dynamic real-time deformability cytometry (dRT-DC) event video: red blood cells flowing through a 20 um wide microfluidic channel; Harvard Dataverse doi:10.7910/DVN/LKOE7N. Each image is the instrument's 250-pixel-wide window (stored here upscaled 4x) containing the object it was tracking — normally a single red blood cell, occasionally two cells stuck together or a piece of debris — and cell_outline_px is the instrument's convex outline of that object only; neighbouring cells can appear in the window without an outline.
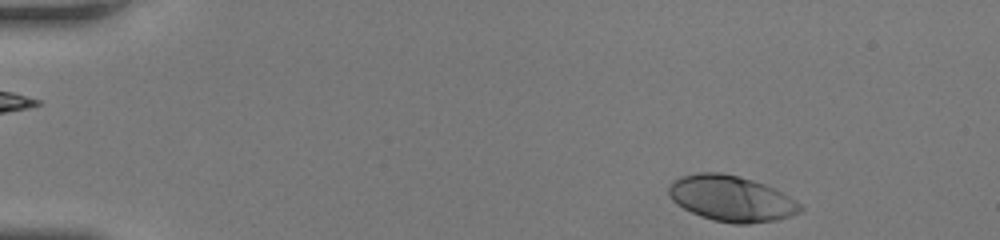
{"species": "human", "species_latin": "Homo sapiens", "temperature_condition": "room temperature", "stored_images_in_passage": 45, "segment_of_instrument_passage": [1, 2], "camera_frame_rate_fps": 3000, "um_per_image_px": 0.085, "donor": {"sex": "female"}, "frame": {"image": 1, "passage_image": 1, "time_ms": 0.0, "image_size_px": [1000, 240], "cell_outline_px": [[804, 208], [800, 212], [792, 216], [776, 220], [748, 224], [732, 224], [712, 220], [700, 216], [676, 204], [668, 196], [668, 184], [672, 180], [680, 176], [700, 172], [720, 172], [752, 180], [764, 184], [788, 196], [800, 204]], "centroid_in_image_um": [62.12, 16.88], "position_along_channel_um": 22.9, "area_um2": 35.14}}
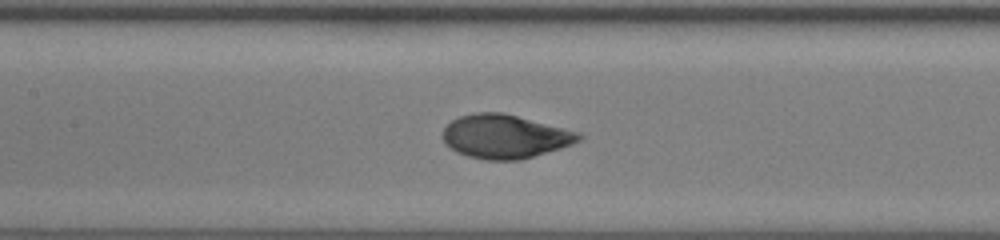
{"frame": {"image": 2, "passage_image": 19, "time_ms": 6.0, "image_size_px": [1000, 240], "cell_outline_px": [[584, 136], [580, 140], [572, 144], [560, 148], [520, 160], [488, 160], [468, 156], [456, 152], [444, 144], [444, 128], [452, 120], [460, 116], [476, 112], [500, 112], [580, 132]], "centroid_in_image_um": [42.91, 11.61], "position_along_channel_um": 164.5, "area_um2": 34.39}}
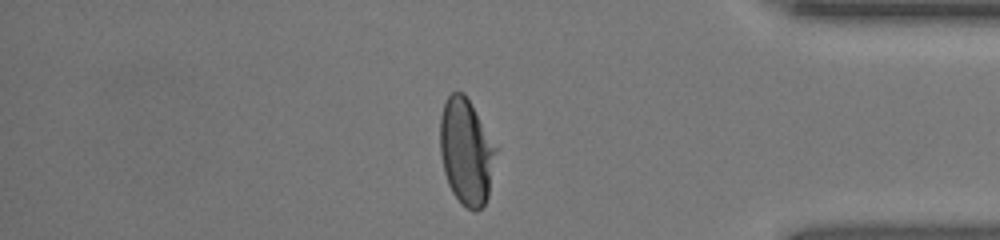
{"frame": {"image": 3, "passage_image": 37, "time_ms": 12.0, "image_size_px": [1000, 240], "cell_outline_px": [[496, 152], [488, 196], [484, 204], [476, 212], [468, 208], [452, 192], [448, 184], [444, 172], [440, 152], [440, 116], [444, 104], [448, 96], [452, 92], [464, 92], [496, 148]], "centroid_in_image_um": [39.6, 12.89], "position_along_channel_um": 395.6, "area_um2": 33.87}}